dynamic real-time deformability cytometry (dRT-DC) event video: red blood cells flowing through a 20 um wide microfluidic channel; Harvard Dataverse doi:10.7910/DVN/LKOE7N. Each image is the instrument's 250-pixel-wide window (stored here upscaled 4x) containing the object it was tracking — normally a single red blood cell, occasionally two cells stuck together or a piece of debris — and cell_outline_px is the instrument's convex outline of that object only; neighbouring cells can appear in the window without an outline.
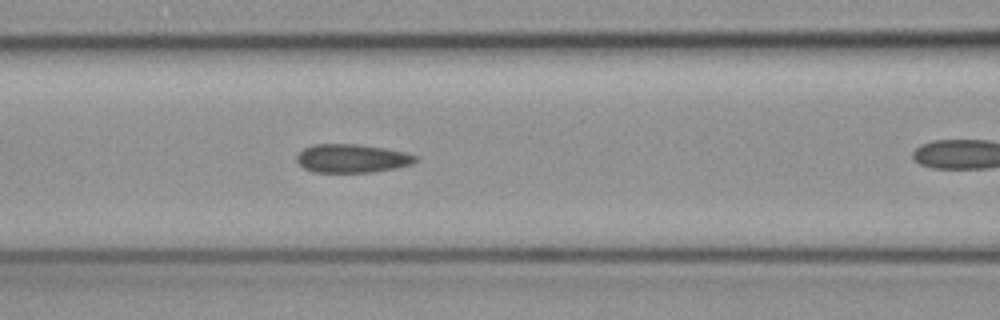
{"species": "common noctule bat (a hibernating species)", "species_latin": "Nyctalus noctula", "temperature_condition": "cold", "stored_images_in_passage": 26, "camera_frame_rate_fps": 3000, "um_per_image_px": 0.085, "animal": {"sex": "female", "body_mass_g": 19.3, "forearm_length_mm": 54.1}, "frame": {"image": 1, "passage_image": 12, "time_ms": 3.667, "image_size_px": [1000, 320], "cell_outline_px": [[420, 160], [412, 164], [396, 168], [372, 172], [312, 172], [304, 168], [296, 160], [296, 156], [304, 148], [316, 144], [356, 144], [384, 148], [404, 152], [416, 156]], "centroid_in_image_um": [29.93, 13.47], "position_along_channel_um": 136.7, "area_um2": 19.71}}
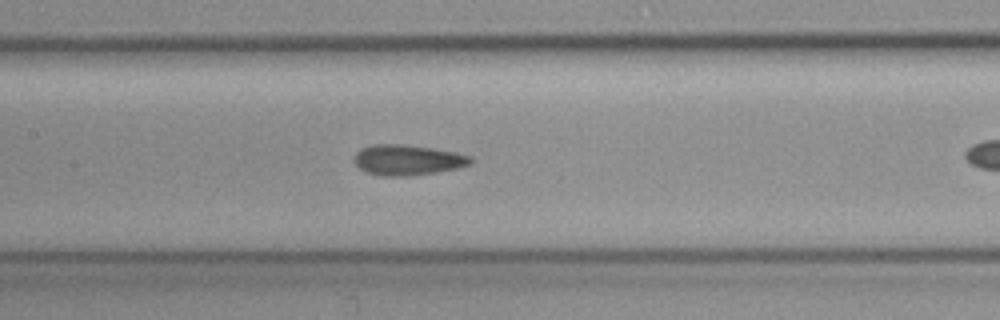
{"frame": {"image": 2, "passage_image": 15, "time_ms": 4.667, "image_size_px": [1000, 320], "cell_outline_px": [[472, 164], [456, 168], [436, 172], [404, 176], [380, 176], [364, 172], [352, 160], [356, 152], [360, 148], [372, 144], [400, 144], [432, 148], [456, 152], [472, 156]], "centroid_in_image_um": [34.61, 13.59], "position_along_channel_um": 172.8, "area_um2": 20.81}}
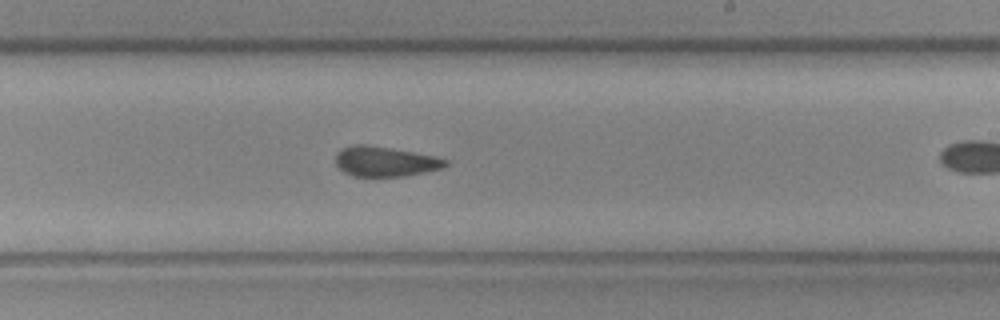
{"frame": {"image": 3, "passage_image": 22, "time_ms": 7.0, "image_size_px": [1000, 320], "cell_outline_px": [[448, 164], [444, 168], [404, 176], [376, 180], [352, 176], [344, 172], [336, 164], [336, 152], [344, 148], [356, 144], [364, 144], [436, 156], [448, 160]], "centroid_in_image_um": [32.72, 13.78], "position_along_channel_um": 256.3, "area_um2": 19.77}}